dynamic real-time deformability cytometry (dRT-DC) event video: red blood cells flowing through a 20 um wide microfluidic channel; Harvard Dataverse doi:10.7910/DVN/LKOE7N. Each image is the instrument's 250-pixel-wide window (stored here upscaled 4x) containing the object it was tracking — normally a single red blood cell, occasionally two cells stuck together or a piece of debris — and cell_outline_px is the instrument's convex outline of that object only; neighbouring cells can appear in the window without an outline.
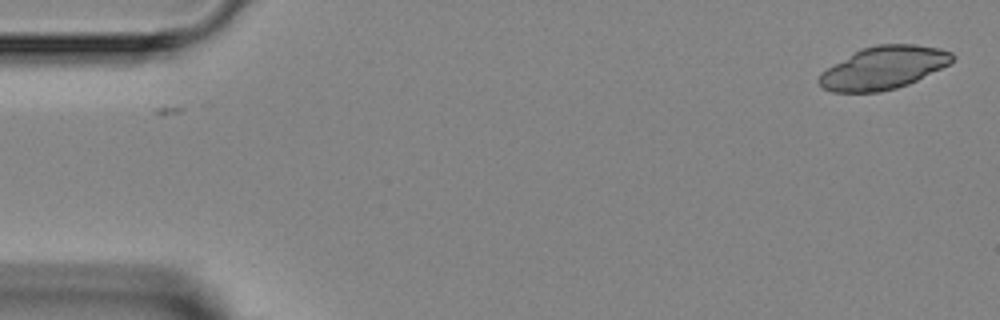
{"species": "Egyptian fruit bat (a non-hibernating species)", "species_latin": "Rousettus aegyptiacus", "temperature_condition": "room temperature", "stored_images_in_passage": 2, "camera_frame_rate_fps": 3000, "um_per_image_px": 0.085, "animal": {"sex": "female"}, "frame": {"image": 1, "passage_image": 2, "time_ms": 1.0, "image_size_px": [1000, 320], "cell_outline_px": [[956, 56], [948, 64], [908, 84], [896, 88], [880, 92], [832, 92], [824, 88], [816, 80], [820, 72], [860, 48], [876, 44], [916, 44], [940, 48], [952, 52]], "centroid_in_image_um": [75.06, 5.75], "position_along_channel_um": 9.9, "area_um2": 33.23}}